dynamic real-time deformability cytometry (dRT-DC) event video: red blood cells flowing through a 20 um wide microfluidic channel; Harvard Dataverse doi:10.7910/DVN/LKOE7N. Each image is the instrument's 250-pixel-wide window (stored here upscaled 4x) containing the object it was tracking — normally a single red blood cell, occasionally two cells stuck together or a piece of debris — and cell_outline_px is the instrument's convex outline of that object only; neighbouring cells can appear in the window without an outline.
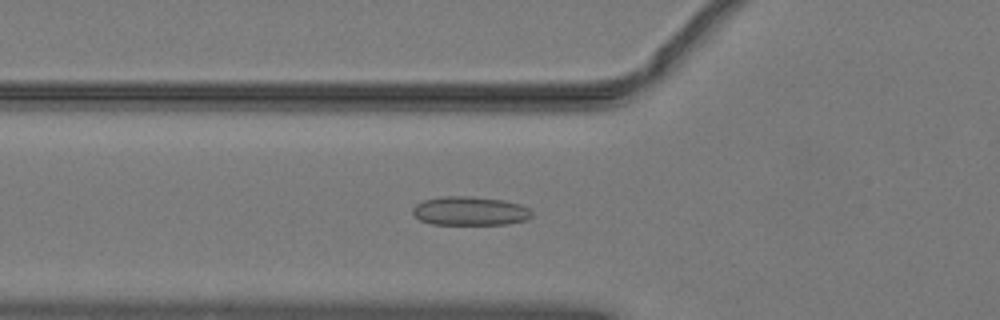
{"species": "common noctule bat (a hibernating species)", "species_latin": "Nyctalus noctula", "temperature_condition": "warm", "stored_images_in_passage": 51, "camera_frame_rate_fps": 3000, "um_per_image_px": 0.085, "animal": {"sex": "male", "body_mass_g": 19.2, "forearm_length_mm": 51.8}, "frame": {"image": 1, "passage_image": 19, "time_ms": 6.0, "image_size_px": [1000, 320], "cell_outline_px": [[532, 216], [524, 220], [508, 224], [432, 224], [420, 220], [412, 212], [412, 208], [416, 204], [424, 200], [444, 196], [472, 196], [504, 200], [520, 204], [528, 208], [532, 212]], "centroid_in_image_um": [39.95, 17.93], "position_along_channel_um": 85.9, "area_um2": 20.0}}
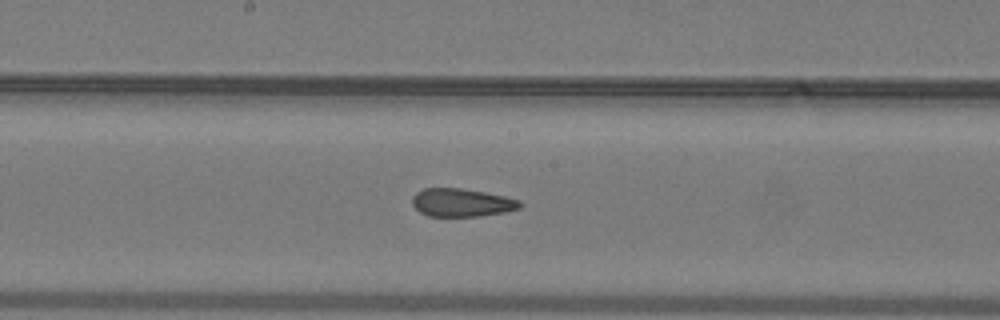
{"frame": {"image": 2, "passage_image": 28, "time_ms": 9.0, "image_size_px": [1000, 320], "cell_outline_px": [[524, 204], [520, 208], [504, 212], [476, 216], [428, 216], [420, 212], [412, 204], [412, 196], [416, 192], [424, 188], [464, 188], [504, 196], [520, 200]], "centroid_in_image_um": [39.24, 17.21], "position_along_channel_um": 209.0, "area_um2": 17.69}}
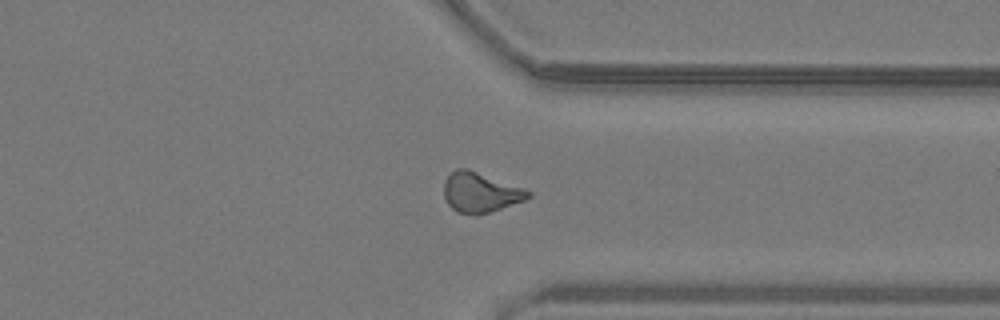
{"frame": {"image": 3, "passage_image": 40, "time_ms": 13.0, "image_size_px": [1000, 320], "cell_outline_px": [[532, 196], [524, 200], [476, 216], [456, 212], [448, 204], [444, 196], [444, 180], [456, 168], [468, 168], [524, 188], [532, 192]], "centroid_in_image_um": [40.81, 16.35], "position_along_channel_um": 370.6, "area_um2": 19.65}, "authors_computed_cell_mechanics": {"area_um2": 19.074, "velocity_mm_per_s": 4.074, "shape_relaxation_time_tau1_ms": null, "shape_relaxation_time_tau2_ms": 2.008, "deformation_change_tau1": null, "deformation_change_tau2": 0.0853}}